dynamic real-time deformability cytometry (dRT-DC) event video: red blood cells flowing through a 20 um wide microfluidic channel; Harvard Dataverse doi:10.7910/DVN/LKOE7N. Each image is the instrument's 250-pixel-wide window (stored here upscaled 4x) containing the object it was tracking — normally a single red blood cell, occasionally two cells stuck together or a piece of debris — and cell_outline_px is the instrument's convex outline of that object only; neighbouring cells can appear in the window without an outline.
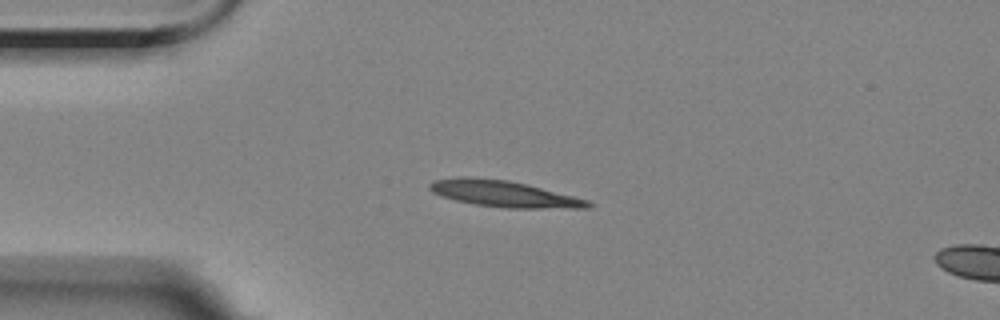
{"species": "Egyptian fruit bat (a non-hibernating species)", "species_latin": "Rousettus aegyptiacus", "temperature_condition": "room temperature", "stored_images_in_passage": 3, "camera_frame_rate_fps": 3000, "um_per_image_px": 0.085, "animal": {"sex": "female"}, "frame": {"image": 1, "passage_image": 1, "time_ms": 0.0, "image_size_px": [1000, 320], "cell_outline_px": [[596, 204], [588, 208], [504, 208], [476, 204], [456, 200], [440, 196], [432, 192], [428, 188], [428, 184], [436, 180], [464, 176], [468, 176], [508, 180], [588, 200]], "centroid_in_image_um": [42.8, 16.48], "position_along_channel_um": 42.2, "area_um2": 24.04}}